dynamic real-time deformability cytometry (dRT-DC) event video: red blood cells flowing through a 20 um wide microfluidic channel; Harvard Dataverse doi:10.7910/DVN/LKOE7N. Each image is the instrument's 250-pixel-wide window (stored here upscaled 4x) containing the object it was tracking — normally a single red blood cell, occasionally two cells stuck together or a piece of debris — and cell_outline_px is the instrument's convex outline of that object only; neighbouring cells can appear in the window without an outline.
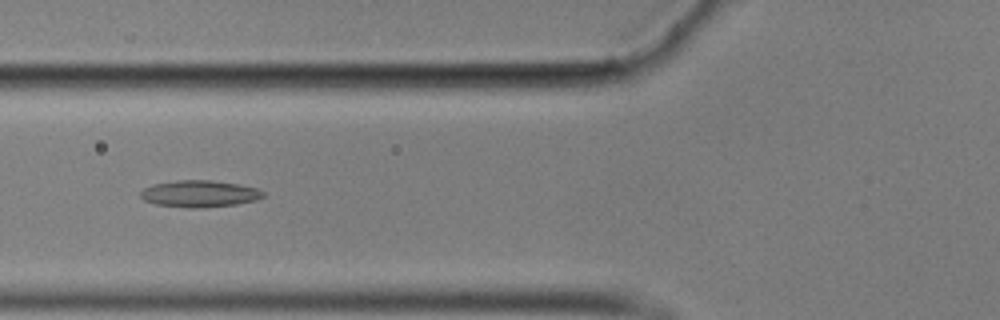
{"species": "common noctule bat (a hibernating species)", "species_latin": "Nyctalus noctula", "temperature_condition": "cold", "stored_images_in_passage": 56, "camera_frame_rate_fps": 3000, "um_per_image_px": 0.085, "animal": {"sex": "male", "body_mass_g": 17.9}, "frame": {"image": 1, "passage_image": 21, "time_ms": 6.667, "image_size_px": [1000, 320], "cell_outline_px": [[264, 196], [256, 200], [236, 204], [204, 208], [188, 208], [156, 204], [144, 200], [140, 196], [140, 192], [144, 188], [152, 184], [176, 180], [212, 180], [240, 184], [256, 188], [264, 192]], "centroid_in_image_um": [16.95, 16.46], "position_along_channel_um": 108.8, "area_um2": 19.25}}
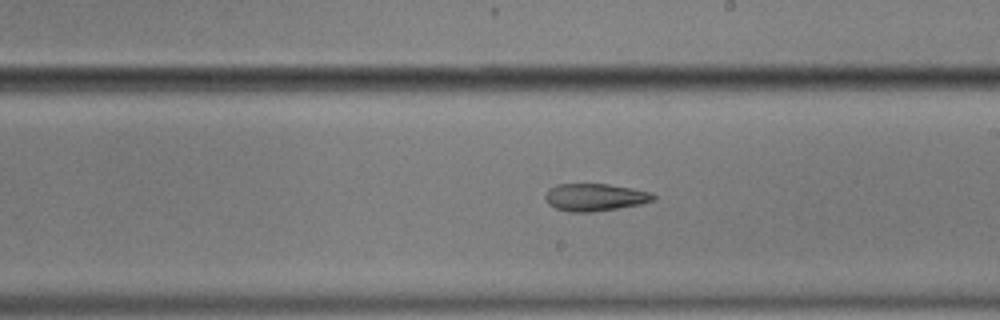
{"frame": {"image": 2, "passage_image": 32, "time_ms": 10.333, "image_size_px": [1000, 320], "cell_outline_px": [[656, 200], [640, 204], [592, 212], [568, 212], [556, 208], [548, 204], [544, 196], [548, 188], [556, 184], [608, 184], [632, 188], [652, 192], [656, 196]], "centroid_in_image_um": [50.56, 16.76], "position_along_channel_um": 238.4, "area_um2": 17.4}}
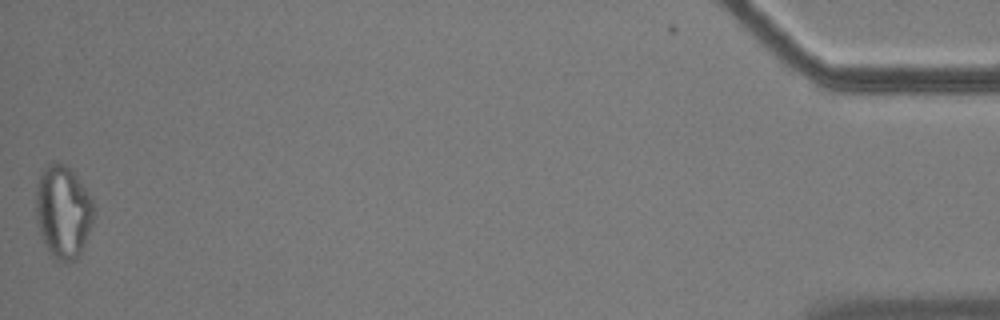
{"frame": {"image": 3, "passage_image": 56, "time_ms": 18.333, "image_size_px": [1000, 320], "cell_outline_px": [[96, 212], [92, 224], [80, 252], [76, 260], [60, 264], [48, 252], [44, 244], [36, 224], [36, 188], [40, 176], [44, 168], [48, 164], [56, 160], [72, 168], [92, 196], [96, 208]], "centroid_in_image_um": [5.38, 17.99], "position_along_channel_um": 429.8, "area_um2": 32.19}, "authors_computed_cell_mechanics": {"area_um2": 19.1029, "velocity_mm_per_s": 3.522, "shape_relaxation_time_tau1_ms": null, "shape_relaxation_time_tau2_ms": 6.8407, "deformation_change_tau1": null, "deformation_change_tau2": 0.1671}}